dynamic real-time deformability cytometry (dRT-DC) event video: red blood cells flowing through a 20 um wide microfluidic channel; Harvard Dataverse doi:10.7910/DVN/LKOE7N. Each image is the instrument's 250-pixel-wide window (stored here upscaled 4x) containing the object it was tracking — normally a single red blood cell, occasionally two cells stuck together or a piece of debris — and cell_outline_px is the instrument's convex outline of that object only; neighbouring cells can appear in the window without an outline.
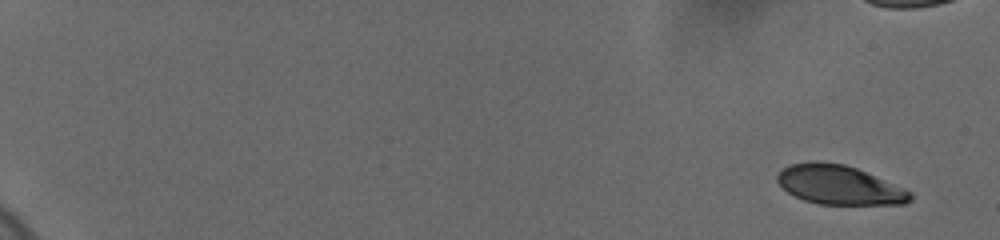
{"species": "human", "species_latin": "Homo sapiens", "temperature_condition": "cold", "stored_images_in_passage": 20, "camera_frame_rate_fps": 3000, "um_per_image_px": 0.085, "donor": {"sex": "female"}, "frame": {"image": 1, "passage_image": 1, "time_ms": 0.0, "image_size_px": [1000, 240], "cell_outline_px": [[912, 200], [904, 204], [820, 204], [804, 200], [788, 192], [776, 180], [776, 176], [788, 164], [812, 160], [816, 160], [844, 164], [856, 168], [904, 188], [912, 192]], "centroid_in_image_um": [71.32, 15.71], "position_along_channel_um": 13.7, "area_um2": 30.29}}
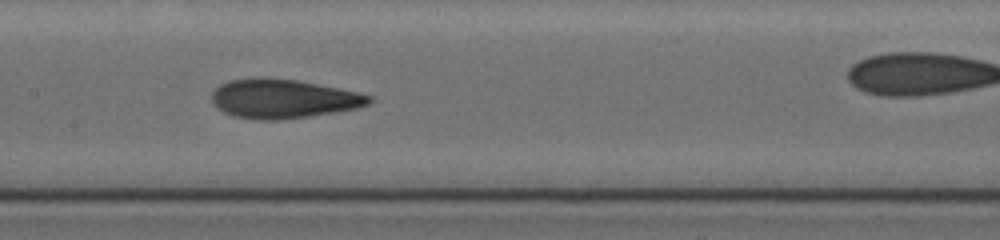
{"frame": {"image": 2, "passage_image": 18, "time_ms": 10.0, "image_size_px": [1000, 240], "cell_outline_px": [[372, 100], [368, 104], [360, 108], [336, 112], [280, 120], [260, 120], [232, 116], [216, 108], [212, 104], [212, 92], [220, 84], [228, 80], [260, 76], [268, 76], [296, 80], [356, 92], [372, 96]], "centroid_in_image_um": [24.01, 8.38], "position_along_channel_um": 183.4, "area_um2": 36.13}}